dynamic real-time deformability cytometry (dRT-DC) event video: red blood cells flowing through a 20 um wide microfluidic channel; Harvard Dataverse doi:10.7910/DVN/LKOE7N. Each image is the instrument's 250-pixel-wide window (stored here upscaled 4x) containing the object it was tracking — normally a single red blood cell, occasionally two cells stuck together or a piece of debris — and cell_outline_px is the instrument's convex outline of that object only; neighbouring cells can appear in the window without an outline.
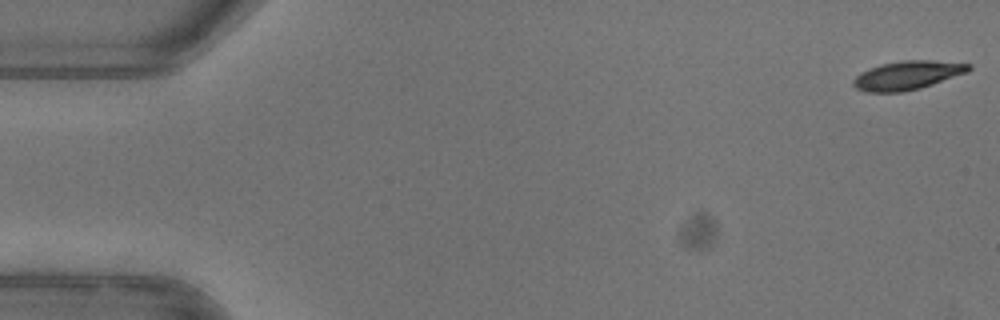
{"species": "common noctule bat (a hibernating species)", "species_latin": "Nyctalus noctula", "temperature_condition": "warm", "stored_images_in_passage": 52, "camera_frame_rate_fps": 3000, "um_per_image_px": 0.085, "animal": {"sex": "female"}, "frame": {"image": 1, "passage_image": 1, "time_ms": 0.0, "image_size_px": [1000, 320], "cell_outline_px": [[972, 68], [968, 72], [920, 88], [904, 92], [864, 92], [856, 88], [852, 84], [852, 80], [860, 72], [880, 64], [900, 60], [932, 60], [972, 64]], "centroid_in_image_um": [77.11, 6.39], "position_along_channel_um": 7.9, "area_um2": 19.48}}
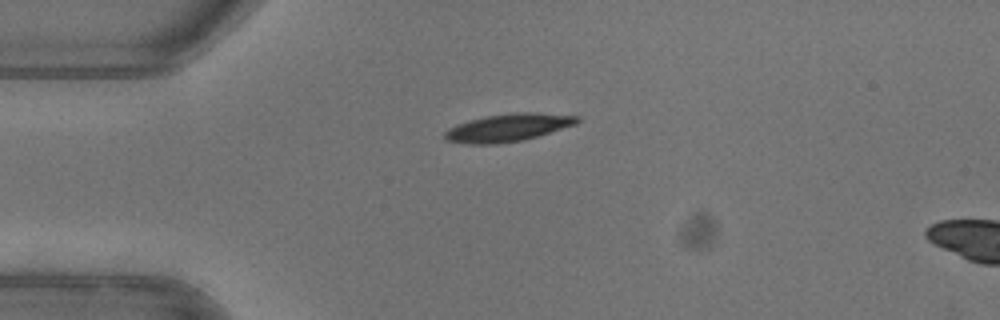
{"frame": {"image": 2, "passage_image": 13, "time_ms": 4.0, "image_size_px": [1000, 320], "cell_outline_px": [[580, 120], [576, 124], [524, 140], [496, 144], [468, 144], [444, 140], [444, 132], [448, 128], [468, 120], [488, 116], [516, 112], [536, 112], [580, 116]], "centroid_in_image_um": [43.17, 10.85], "position_along_channel_um": 41.8, "area_um2": 21.39}}
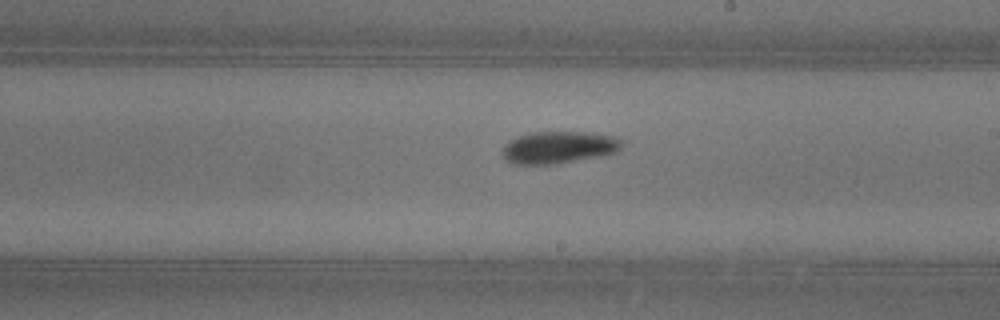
{"frame": {"image": 3, "passage_image": 30, "time_ms": 9.667, "image_size_px": [1000, 320], "cell_outline_px": [[624, 144], [616, 152], [608, 156], [556, 164], [512, 164], [504, 160], [504, 148], [512, 140], [520, 136], [532, 132], [596, 132], [616, 136], [624, 140]], "centroid_in_image_um": [47.63, 12.53], "position_along_channel_um": 241.4, "area_um2": 22.77}, "authors_computed_cell_mechanics": {"area_um2": 20.6346, "velocity_mm_per_s": 3.9519, "shape_relaxation_time_tau1_ms": 2.613, "shape_relaxation_time_tau2_ms": 4.8484, "deformation_change_tau1": 0.1292, "deformation_change_tau2": 0.097}}